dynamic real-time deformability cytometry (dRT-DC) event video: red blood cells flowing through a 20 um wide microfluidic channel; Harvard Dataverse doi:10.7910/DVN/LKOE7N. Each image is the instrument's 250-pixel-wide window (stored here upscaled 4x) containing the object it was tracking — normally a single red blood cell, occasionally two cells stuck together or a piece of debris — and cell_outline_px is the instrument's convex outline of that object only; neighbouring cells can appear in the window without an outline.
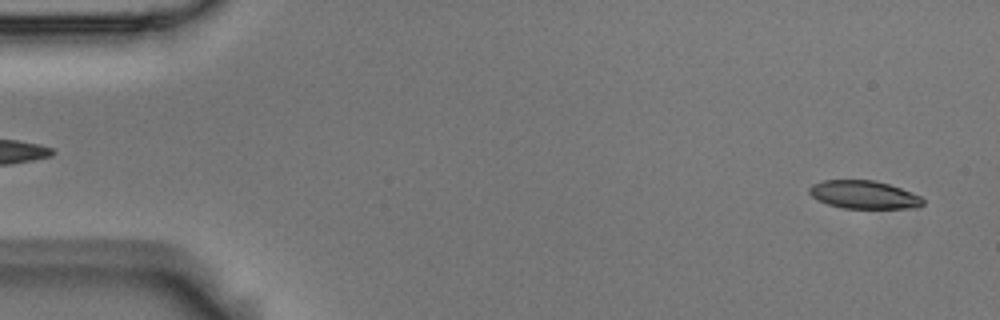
{"species": "Egyptian fruit bat (a non-hibernating species)", "species_latin": "Rousettus aegyptiacus", "temperature_condition": "room temperature", "stored_images_in_passage": 54, "camera_frame_rate_fps": 3000, "um_per_image_px": 0.085, "animal": {"sex": "male"}, "frame": {"image": 1, "passage_image": 2, "time_ms": 0.333, "image_size_px": [1000, 320], "cell_outline_px": [[924, 204], [916, 208], [844, 208], [828, 204], [812, 196], [808, 192], [808, 188], [812, 184], [824, 180], [872, 180], [888, 184], [900, 188], [920, 196], [924, 200]], "centroid_in_image_um": [73.43, 16.55], "position_along_channel_um": 11.6, "area_um2": 18.44}}
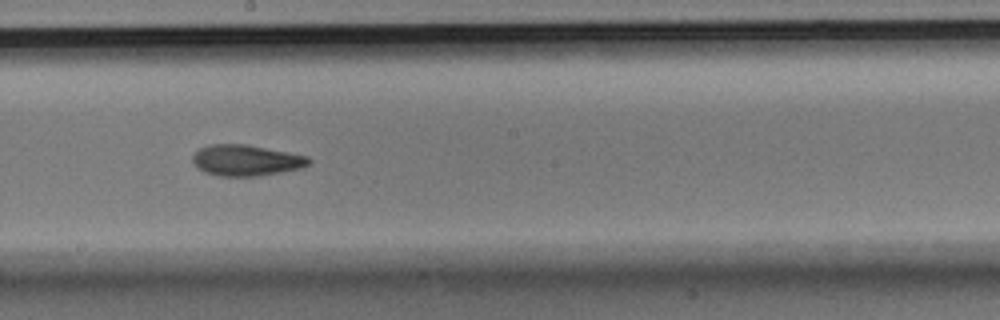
{"frame": {"image": 2, "passage_image": 29, "time_ms": 9.333, "image_size_px": [1000, 320], "cell_outline_px": [[312, 160], [308, 164], [300, 168], [260, 176], [220, 176], [204, 172], [196, 168], [192, 160], [192, 156], [200, 148], [208, 144], [248, 144], [308, 156]], "centroid_in_image_um": [20.89, 13.62], "position_along_channel_um": 227.3, "area_um2": 21.1}}
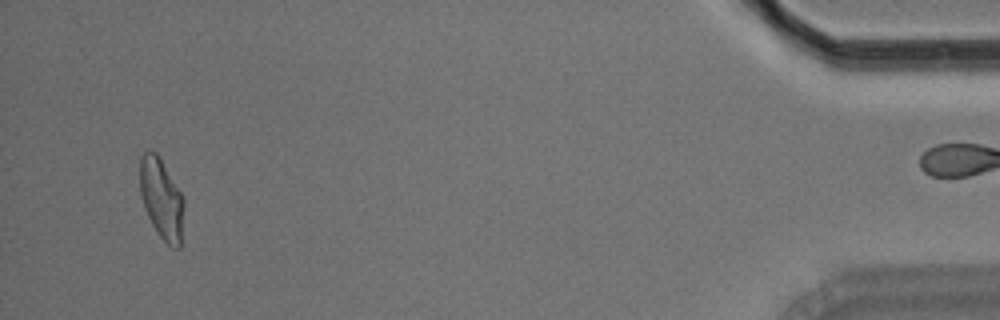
{"frame": {"image": 3, "passage_image": 51, "time_ms": 16.667, "image_size_px": [1000, 320], "cell_outline_px": [[184, 208], [180, 248], [172, 248], [156, 232], [148, 216], [140, 192], [140, 156], [148, 148], [156, 152], [160, 156], [180, 192], [184, 200]], "centroid_in_image_um": [13.73, 16.86], "position_along_channel_um": 421.5, "area_um2": 20.69}, "authors_computed_cell_mechanics": {"area_um2": 20.4612, "velocity_mm_per_s": 3.7273, "shape_relaxation_time_tau1_ms": null, "shape_relaxation_time_tau2_ms": 3.2173, "deformation_change_tau1": null, "deformation_change_tau2": 0.1045}}